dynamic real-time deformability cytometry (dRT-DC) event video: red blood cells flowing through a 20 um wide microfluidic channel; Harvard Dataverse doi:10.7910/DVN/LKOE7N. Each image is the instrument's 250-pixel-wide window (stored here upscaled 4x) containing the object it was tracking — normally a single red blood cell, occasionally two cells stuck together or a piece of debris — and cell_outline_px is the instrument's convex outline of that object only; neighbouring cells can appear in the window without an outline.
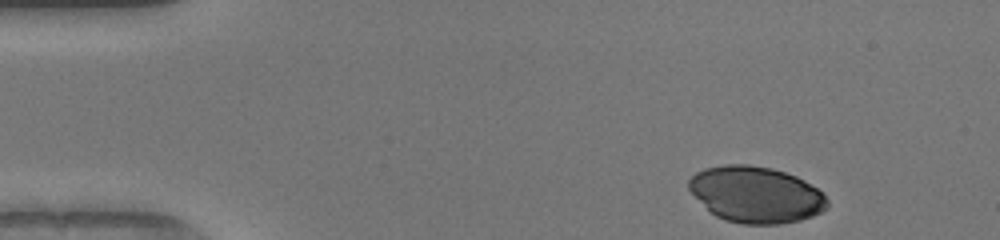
{"species": "human", "species_latin": "Homo sapiens", "temperature_condition": "warm", "stored_images_in_passage": 46, "camera_frame_rate_fps": 3000, "um_per_image_px": 0.085, "donor": {"sex": "female"}, "frame": {"image": 1, "passage_image": 1, "time_ms": 0.0, "image_size_px": [1000, 240], "cell_outline_px": [[828, 204], [820, 212], [812, 216], [800, 220], [780, 224], [744, 224], [724, 220], [716, 216], [688, 188], [688, 180], [696, 172], [704, 168], [724, 164], [748, 164], [772, 168], [796, 176], [804, 180], [816, 188], [828, 200]], "centroid_in_image_um": [64.24, 16.53], "position_along_channel_um": 20.8, "area_um2": 45.08}}
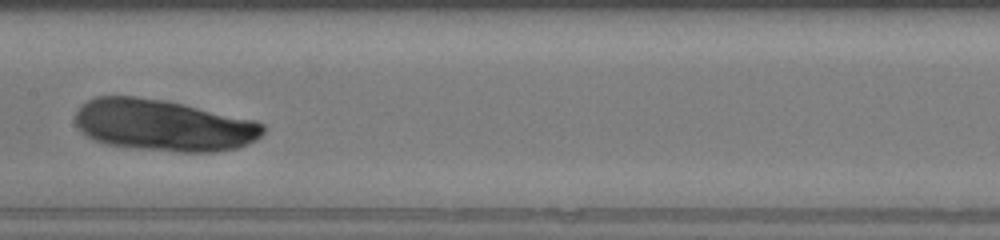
{"frame": {"image": 2, "passage_image": 21, "time_ms": 6.667, "image_size_px": [1000, 240], "cell_outline_px": [[264, 132], [256, 140], [248, 144], [236, 148], [216, 152], [180, 152], [136, 148], [108, 144], [92, 140], [76, 124], [76, 112], [80, 104], [96, 96], [136, 96], [168, 100], [256, 120], [264, 124]], "centroid_in_image_um": [13.92, 10.64], "position_along_channel_um": 193.5, "area_um2": 56.76}}
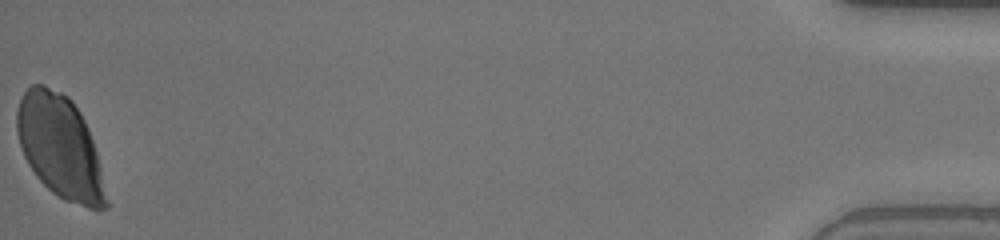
{"frame": {"image": 3, "passage_image": 46, "time_ms": 15.0, "image_size_px": [1000, 240], "cell_outline_px": [[108, 208], [88, 208], [64, 200], [52, 192], [36, 176], [28, 164], [20, 148], [16, 128], [16, 112], [20, 100], [24, 92], [32, 84], [44, 84], [68, 96], [72, 100], [80, 112], [88, 128], [96, 152], [108, 200]], "centroid_in_image_um": [5.09, 12.47], "position_along_channel_um": 430.1, "area_um2": 53.47}}